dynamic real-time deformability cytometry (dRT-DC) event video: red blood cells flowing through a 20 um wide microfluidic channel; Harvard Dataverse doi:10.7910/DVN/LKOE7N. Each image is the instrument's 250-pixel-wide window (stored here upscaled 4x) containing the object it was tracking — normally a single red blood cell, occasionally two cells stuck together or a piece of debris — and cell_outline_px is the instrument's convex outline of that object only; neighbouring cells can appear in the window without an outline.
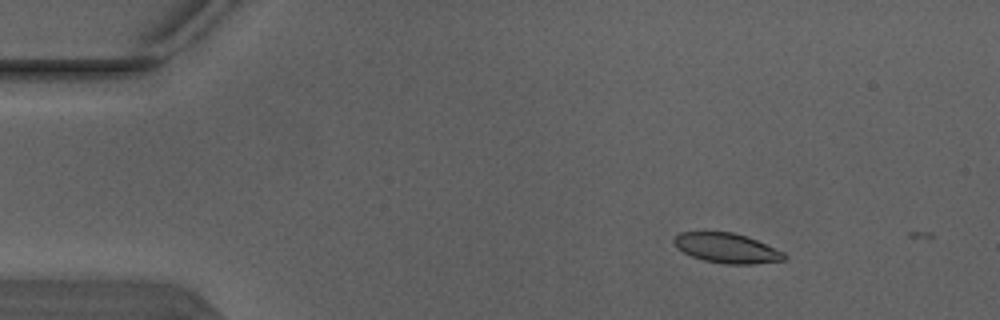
{"species": "Egyptian fruit bat (a non-hibernating species)", "species_latin": "Rousettus aegyptiacus", "temperature_condition": "warm", "stored_images_in_passage": 3, "camera_frame_rate_fps": 3000, "um_per_image_px": 0.085, "animal": {"sex": "male"}, "frame": {"image": 1, "passage_image": 2, "time_ms": 0.333, "image_size_px": [1000, 320], "cell_outline_px": [[788, 256], [784, 260], [752, 264], [728, 264], [704, 260], [692, 256], [684, 252], [672, 240], [680, 232], [732, 232], [756, 240], [784, 252]], "centroid_in_image_um": [61.8, 21.09], "position_along_channel_um": 23.2, "area_um2": 18.79}}